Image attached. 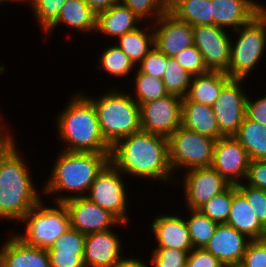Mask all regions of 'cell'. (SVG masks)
<instances>
[{"instance_id":"cell-1","label":"cell","mask_w":266,"mask_h":267,"mask_svg":"<svg viewBox=\"0 0 266 267\" xmlns=\"http://www.w3.org/2000/svg\"><path fill=\"white\" fill-rule=\"evenodd\" d=\"M110 162L128 176L176 182L169 163L168 138L146 131H138L111 147Z\"/></svg>"},{"instance_id":"cell-2","label":"cell","mask_w":266,"mask_h":267,"mask_svg":"<svg viewBox=\"0 0 266 267\" xmlns=\"http://www.w3.org/2000/svg\"><path fill=\"white\" fill-rule=\"evenodd\" d=\"M59 150L51 173L39 189L40 192L45 198L46 195L52 198L53 195L54 202L86 196L98 173L110 161V153Z\"/></svg>"},{"instance_id":"cell-3","label":"cell","mask_w":266,"mask_h":267,"mask_svg":"<svg viewBox=\"0 0 266 267\" xmlns=\"http://www.w3.org/2000/svg\"><path fill=\"white\" fill-rule=\"evenodd\" d=\"M16 144L14 141L0 156V219L19 223L43 195Z\"/></svg>"},{"instance_id":"cell-4","label":"cell","mask_w":266,"mask_h":267,"mask_svg":"<svg viewBox=\"0 0 266 267\" xmlns=\"http://www.w3.org/2000/svg\"><path fill=\"white\" fill-rule=\"evenodd\" d=\"M59 114V115H58ZM56 116L57 139L62 150L71 152L111 153L103 138L93 103L81 91L72 95Z\"/></svg>"},{"instance_id":"cell-5","label":"cell","mask_w":266,"mask_h":267,"mask_svg":"<svg viewBox=\"0 0 266 267\" xmlns=\"http://www.w3.org/2000/svg\"><path fill=\"white\" fill-rule=\"evenodd\" d=\"M86 97L94 105L101 134L110 147L141 130L140 105L131 93L113 88L99 97Z\"/></svg>"},{"instance_id":"cell-6","label":"cell","mask_w":266,"mask_h":267,"mask_svg":"<svg viewBox=\"0 0 266 267\" xmlns=\"http://www.w3.org/2000/svg\"><path fill=\"white\" fill-rule=\"evenodd\" d=\"M234 32L237 38L231 40L230 64L225 73L231 79L246 80L260 64L266 50V7Z\"/></svg>"},{"instance_id":"cell-7","label":"cell","mask_w":266,"mask_h":267,"mask_svg":"<svg viewBox=\"0 0 266 267\" xmlns=\"http://www.w3.org/2000/svg\"><path fill=\"white\" fill-rule=\"evenodd\" d=\"M44 202L41 199L26 213L21 221L24 222L25 230L15 235L28 246L48 249L71 225L63 202L53 203L54 207L45 205Z\"/></svg>"},{"instance_id":"cell-8","label":"cell","mask_w":266,"mask_h":267,"mask_svg":"<svg viewBox=\"0 0 266 267\" xmlns=\"http://www.w3.org/2000/svg\"><path fill=\"white\" fill-rule=\"evenodd\" d=\"M216 141L180 126L168 138L169 163L175 178L193 168L211 167Z\"/></svg>"},{"instance_id":"cell-9","label":"cell","mask_w":266,"mask_h":267,"mask_svg":"<svg viewBox=\"0 0 266 267\" xmlns=\"http://www.w3.org/2000/svg\"><path fill=\"white\" fill-rule=\"evenodd\" d=\"M123 176L124 174L109 161L94 179L86 197L109 211L120 222L129 224V191L128 187H125L128 181L125 182Z\"/></svg>"},{"instance_id":"cell-10","label":"cell","mask_w":266,"mask_h":267,"mask_svg":"<svg viewBox=\"0 0 266 267\" xmlns=\"http://www.w3.org/2000/svg\"><path fill=\"white\" fill-rule=\"evenodd\" d=\"M182 102V97L169 94L141 104V130L169 138L182 125Z\"/></svg>"},{"instance_id":"cell-11","label":"cell","mask_w":266,"mask_h":267,"mask_svg":"<svg viewBox=\"0 0 266 267\" xmlns=\"http://www.w3.org/2000/svg\"><path fill=\"white\" fill-rule=\"evenodd\" d=\"M244 79H230L222 88L217 101L212 105L220 133L234 136L246 116L247 93ZM244 88V89H242Z\"/></svg>"},{"instance_id":"cell-12","label":"cell","mask_w":266,"mask_h":267,"mask_svg":"<svg viewBox=\"0 0 266 267\" xmlns=\"http://www.w3.org/2000/svg\"><path fill=\"white\" fill-rule=\"evenodd\" d=\"M183 173L182 181L177 178L175 185H183L184 206L187 209H199L231 185L212 167L193 168Z\"/></svg>"},{"instance_id":"cell-13","label":"cell","mask_w":266,"mask_h":267,"mask_svg":"<svg viewBox=\"0 0 266 267\" xmlns=\"http://www.w3.org/2000/svg\"><path fill=\"white\" fill-rule=\"evenodd\" d=\"M63 203L69 213L71 228L84 235L103 232L116 226H123L124 229L129 226L127 223L120 222L113 214L92 202L86 196L74 197Z\"/></svg>"},{"instance_id":"cell-14","label":"cell","mask_w":266,"mask_h":267,"mask_svg":"<svg viewBox=\"0 0 266 267\" xmlns=\"http://www.w3.org/2000/svg\"><path fill=\"white\" fill-rule=\"evenodd\" d=\"M194 45L202 53L209 71L226 72L230 64L231 40L227 29L214 24L194 26Z\"/></svg>"},{"instance_id":"cell-15","label":"cell","mask_w":266,"mask_h":267,"mask_svg":"<svg viewBox=\"0 0 266 267\" xmlns=\"http://www.w3.org/2000/svg\"><path fill=\"white\" fill-rule=\"evenodd\" d=\"M249 163L248 153L234 136L216 140L211 167L231 184L245 181Z\"/></svg>"},{"instance_id":"cell-16","label":"cell","mask_w":266,"mask_h":267,"mask_svg":"<svg viewBox=\"0 0 266 267\" xmlns=\"http://www.w3.org/2000/svg\"><path fill=\"white\" fill-rule=\"evenodd\" d=\"M154 46L168 57L194 45L193 27L166 10L154 23Z\"/></svg>"},{"instance_id":"cell-17","label":"cell","mask_w":266,"mask_h":267,"mask_svg":"<svg viewBox=\"0 0 266 267\" xmlns=\"http://www.w3.org/2000/svg\"><path fill=\"white\" fill-rule=\"evenodd\" d=\"M113 229L86 235L84 264L86 267H115L124 257L123 241Z\"/></svg>"},{"instance_id":"cell-18","label":"cell","mask_w":266,"mask_h":267,"mask_svg":"<svg viewBox=\"0 0 266 267\" xmlns=\"http://www.w3.org/2000/svg\"><path fill=\"white\" fill-rule=\"evenodd\" d=\"M250 241L251 239L235 228L227 224H218L204 249L225 267H239Z\"/></svg>"},{"instance_id":"cell-19","label":"cell","mask_w":266,"mask_h":267,"mask_svg":"<svg viewBox=\"0 0 266 267\" xmlns=\"http://www.w3.org/2000/svg\"><path fill=\"white\" fill-rule=\"evenodd\" d=\"M213 24L223 29L239 27L249 23L266 5L257 0H211Z\"/></svg>"},{"instance_id":"cell-20","label":"cell","mask_w":266,"mask_h":267,"mask_svg":"<svg viewBox=\"0 0 266 267\" xmlns=\"http://www.w3.org/2000/svg\"><path fill=\"white\" fill-rule=\"evenodd\" d=\"M151 230L156 237L155 247H165L187 251L193 250L185 219L177 214H160L154 217Z\"/></svg>"},{"instance_id":"cell-21","label":"cell","mask_w":266,"mask_h":267,"mask_svg":"<svg viewBox=\"0 0 266 267\" xmlns=\"http://www.w3.org/2000/svg\"><path fill=\"white\" fill-rule=\"evenodd\" d=\"M0 263L4 267H50L47 249L28 246L14 233L0 246Z\"/></svg>"},{"instance_id":"cell-22","label":"cell","mask_w":266,"mask_h":267,"mask_svg":"<svg viewBox=\"0 0 266 267\" xmlns=\"http://www.w3.org/2000/svg\"><path fill=\"white\" fill-rule=\"evenodd\" d=\"M97 14L86 4L84 0H67L63 5L58 18L44 31V39L52 36V31L66 25L78 32L92 34L96 32ZM51 34V35H50ZM46 37V38H45Z\"/></svg>"},{"instance_id":"cell-23","label":"cell","mask_w":266,"mask_h":267,"mask_svg":"<svg viewBox=\"0 0 266 267\" xmlns=\"http://www.w3.org/2000/svg\"><path fill=\"white\" fill-rule=\"evenodd\" d=\"M226 224L251 240H261L265 232V227L246 198L237 190L236 184H232V205Z\"/></svg>"},{"instance_id":"cell-24","label":"cell","mask_w":266,"mask_h":267,"mask_svg":"<svg viewBox=\"0 0 266 267\" xmlns=\"http://www.w3.org/2000/svg\"><path fill=\"white\" fill-rule=\"evenodd\" d=\"M140 22L142 25V21L132 10L120 2L97 14L95 33L117 39L139 27Z\"/></svg>"},{"instance_id":"cell-25","label":"cell","mask_w":266,"mask_h":267,"mask_svg":"<svg viewBox=\"0 0 266 267\" xmlns=\"http://www.w3.org/2000/svg\"><path fill=\"white\" fill-rule=\"evenodd\" d=\"M231 78L220 71H209L192 77L188 92L183 102H197L212 107L217 101L223 86Z\"/></svg>"},{"instance_id":"cell-26","label":"cell","mask_w":266,"mask_h":267,"mask_svg":"<svg viewBox=\"0 0 266 267\" xmlns=\"http://www.w3.org/2000/svg\"><path fill=\"white\" fill-rule=\"evenodd\" d=\"M181 126L215 141L223 137L212 107L197 102H182Z\"/></svg>"},{"instance_id":"cell-27","label":"cell","mask_w":266,"mask_h":267,"mask_svg":"<svg viewBox=\"0 0 266 267\" xmlns=\"http://www.w3.org/2000/svg\"><path fill=\"white\" fill-rule=\"evenodd\" d=\"M147 22L133 31L119 36L115 44L131 59L133 64L138 66L144 57L154 47L153 24Z\"/></svg>"},{"instance_id":"cell-28","label":"cell","mask_w":266,"mask_h":267,"mask_svg":"<svg viewBox=\"0 0 266 267\" xmlns=\"http://www.w3.org/2000/svg\"><path fill=\"white\" fill-rule=\"evenodd\" d=\"M167 10L192 27L213 24L211 0H168Z\"/></svg>"},{"instance_id":"cell-29","label":"cell","mask_w":266,"mask_h":267,"mask_svg":"<svg viewBox=\"0 0 266 267\" xmlns=\"http://www.w3.org/2000/svg\"><path fill=\"white\" fill-rule=\"evenodd\" d=\"M234 137L248 153L250 160H266V126L245 116Z\"/></svg>"},{"instance_id":"cell-30","label":"cell","mask_w":266,"mask_h":267,"mask_svg":"<svg viewBox=\"0 0 266 267\" xmlns=\"http://www.w3.org/2000/svg\"><path fill=\"white\" fill-rule=\"evenodd\" d=\"M189 218L185 221L188 226L190 240L194 249H203L214 235L218 226L216 222L203 214L199 209H188Z\"/></svg>"},{"instance_id":"cell-31","label":"cell","mask_w":266,"mask_h":267,"mask_svg":"<svg viewBox=\"0 0 266 267\" xmlns=\"http://www.w3.org/2000/svg\"><path fill=\"white\" fill-rule=\"evenodd\" d=\"M132 98L139 104L155 101L169 95L162 79L142 73L138 68L134 75Z\"/></svg>"},{"instance_id":"cell-32","label":"cell","mask_w":266,"mask_h":267,"mask_svg":"<svg viewBox=\"0 0 266 267\" xmlns=\"http://www.w3.org/2000/svg\"><path fill=\"white\" fill-rule=\"evenodd\" d=\"M99 69L111 76L126 77L136 68L131 59L116 45L108 46L100 53ZM101 67V68H100Z\"/></svg>"},{"instance_id":"cell-33","label":"cell","mask_w":266,"mask_h":267,"mask_svg":"<svg viewBox=\"0 0 266 267\" xmlns=\"http://www.w3.org/2000/svg\"><path fill=\"white\" fill-rule=\"evenodd\" d=\"M192 77L174 57H168L167 68L162 81L169 94L184 98L188 92Z\"/></svg>"},{"instance_id":"cell-34","label":"cell","mask_w":266,"mask_h":267,"mask_svg":"<svg viewBox=\"0 0 266 267\" xmlns=\"http://www.w3.org/2000/svg\"><path fill=\"white\" fill-rule=\"evenodd\" d=\"M27 2L40 29L44 32L58 18L67 0H23V3Z\"/></svg>"},{"instance_id":"cell-35","label":"cell","mask_w":266,"mask_h":267,"mask_svg":"<svg viewBox=\"0 0 266 267\" xmlns=\"http://www.w3.org/2000/svg\"><path fill=\"white\" fill-rule=\"evenodd\" d=\"M232 205V184L222 193L213 196L199 210L217 224H226Z\"/></svg>"},{"instance_id":"cell-36","label":"cell","mask_w":266,"mask_h":267,"mask_svg":"<svg viewBox=\"0 0 266 267\" xmlns=\"http://www.w3.org/2000/svg\"><path fill=\"white\" fill-rule=\"evenodd\" d=\"M142 21L152 24L167 10L168 0H120ZM146 19V20H145Z\"/></svg>"},{"instance_id":"cell-37","label":"cell","mask_w":266,"mask_h":267,"mask_svg":"<svg viewBox=\"0 0 266 267\" xmlns=\"http://www.w3.org/2000/svg\"><path fill=\"white\" fill-rule=\"evenodd\" d=\"M188 254L187 251L179 249L153 246L151 258L147 263L153 267H186Z\"/></svg>"},{"instance_id":"cell-38","label":"cell","mask_w":266,"mask_h":267,"mask_svg":"<svg viewBox=\"0 0 266 267\" xmlns=\"http://www.w3.org/2000/svg\"><path fill=\"white\" fill-rule=\"evenodd\" d=\"M237 190L246 198L261 224L266 227V190L241 182L236 184Z\"/></svg>"},{"instance_id":"cell-39","label":"cell","mask_w":266,"mask_h":267,"mask_svg":"<svg viewBox=\"0 0 266 267\" xmlns=\"http://www.w3.org/2000/svg\"><path fill=\"white\" fill-rule=\"evenodd\" d=\"M173 57L192 76L209 72L204 63L202 53L195 45L181 50Z\"/></svg>"},{"instance_id":"cell-40","label":"cell","mask_w":266,"mask_h":267,"mask_svg":"<svg viewBox=\"0 0 266 267\" xmlns=\"http://www.w3.org/2000/svg\"><path fill=\"white\" fill-rule=\"evenodd\" d=\"M86 235L69 228L64 234L60 235L58 239L47 250H59L67 253H84Z\"/></svg>"},{"instance_id":"cell-41","label":"cell","mask_w":266,"mask_h":267,"mask_svg":"<svg viewBox=\"0 0 266 267\" xmlns=\"http://www.w3.org/2000/svg\"><path fill=\"white\" fill-rule=\"evenodd\" d=\"M168 56L160 52L155 46L144 57L137 68L147 75L162 79L166 72Z\"/></svg>"},{"instance_id":"cell-42","label":"cell","mask_w":266,"mask_h":267,"mask_svg":"<svg viewBox=\"0 0 266 267\" xmlns=\"http://www.w3.org/2000/svg\"><path fill=\"white\" fill-rule=\"evenodd\" d=\"M239 267H266V243L262 239L248 243Z\"/></svg>"},{"instance_id":"cell-43","label":"cell","mask_w":266,"mask_h":267,"mask_svg":"<svg viewBox=\"0 0 266 267\" xmlns=\"http://www.w3.org/2000/svg\"><path fill=\"white\" fill-rule=\"evenodd\" d=\"M50 267H86L84 253H67L59 250H47Z\"/></svg>"},{"instance_id":"cell-44","label":"cell","mask_w":266,"mask_h":267,"mask_svg":"<svg viewBox=\"0 0 266 267\" xmlns=\"http://www.w3.org/2000/svg\"><path fill=\"white\" fill-rule=\"evenodd\" d=\"M244 182L247 185L266 190V160H250Z\"/></svg>"},{"instance_id":"cell-45","label":"cell","mask_w":266,"mask_h":267,"mask_svg":"<svg viewBox=\"0 0 266 267\" xmlns=\"http://www.w3.org/2000/svg\"><path fill=\"white\" fill-rule=\"evenodd\" d=\"M186 267H225L221 261L210 252L203 249H193L189 252Z\"/></svg>"},{"instance_id":"cell-46","label":"cell","mask_w":266,"mask_h":267,"mask_svg":"<svg viewBox=\"0 0 266 267\" xmlns=\"http://www.w3.org/2000/svg\"><path fill=\"white\" fill-rule=\"evenodd\" d=\"M246 116L255 122L266 126V94L253 101L248 95L246 101Z\"/></svg>"},{"instance_id":"cell-47","label":"cell","mask_w":266,"mask_h":267,"mask_svg":"<svg viewBox=\"0 0 266 267\" xmlns=\"http://www.w3.org/2000/svg\"><path fill=\"white\" fill-rule=\"evenodd\" d=\"M1 115V114H0ZM3 116H0L1 119ZM0 119V156L7 150V148L15 141V137L13 136V132H8L10 126H5V119ZM2 121V122H1ZM4 121V123H3ZM2 123V124H1ZM7 128V129H6Z\"/></svg>"},{"instance_id":"cell-48","label":"cell","mask_w":266,"mask_h":267,"mask_svg":"<svg viewBox=\"0 0 266 267\" xmlns=\"http://www.w3.org/2000/svg\"><path fill=\"white\" fill-rule=\"evenodd\" d=\"M84 1L96 14L108 10L113 5L120 3V0H84Z\"/></svg>"},{"instance_id":"cell-49","label":"cell","mask_w":266,"mask_h":267,"mask_svg":"<svg viewBox=\"0 0 266 267\" xmlns=\"http://www.w3.org/2000/svg\"><path fill=\"white\" fill-rule=\"evenodd\" d=\"M115 267H151L145 261L135 257H124Z\"/></svg>"},{"instance_id":"cell-50","label":"cell","mask_w":266,"mask_h":267,"mask_svg":"<svg viewBox=\"0 0 266 267\" xmlns=\"http://www.w3.org/2000/svg\"><path fill=\"white\" fill-rule=\"evenodd\" d=\"M5 1H6V3H8V2H18L19 3V1L18 0H0V6L2 5V4H5Z\"/></svg>"},{"instance_id":"cell-51","label":"cell","mask_w":266,"mask_h":267,"mask_svg":"<svg viewBox=\"0 0 266 267\" xmlns=\"http://www.w3.org/2000/svg\"><path fill=\"white\" fill-rule=\"evenodd\" d=\"M262 240L266 243V227H265V232H264Z\"/></svg>"}]
</instances>
